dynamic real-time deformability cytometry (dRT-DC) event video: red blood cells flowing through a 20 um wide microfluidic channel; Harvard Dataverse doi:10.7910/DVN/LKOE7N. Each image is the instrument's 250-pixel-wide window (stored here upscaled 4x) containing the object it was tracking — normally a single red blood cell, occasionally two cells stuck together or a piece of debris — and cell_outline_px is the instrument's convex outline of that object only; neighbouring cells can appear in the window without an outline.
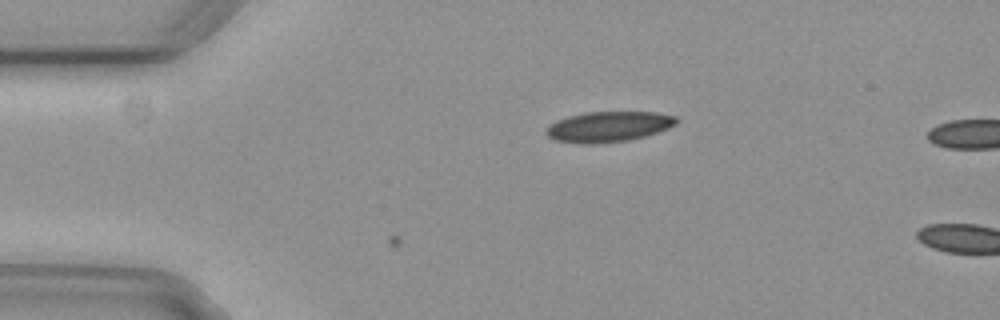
{"species": "common noctule bat (a hibernating species)", "species_latin": "Nyctalus noctula", "temperature_condition": "cold", "stored_images_in_passage": 2, "camera_frame_rate_fps": 3000, "um_per_image_px": 0.085, "animal": {"sex": "female", "body_mass_g": 29.2, "forearm_length_mm": 56.3}, "frame": {"image": 1, "passage_image": 2, "time_ms": 0.333, "image_size_px": [1000, 320], "cell_outline_px": [[676, 124], [668, 128], [644, 136], [628, 140], [592, 144], [584, 144], [556, 140], [548, 136], [544, 132], [556, 120], [568, 116], [584, 112], [656, 112], [676, 116]], "centroid_in_image_um": [51.71, 10.76], "position_along_channel_um": 33.3, "area_um2": 22.89}}